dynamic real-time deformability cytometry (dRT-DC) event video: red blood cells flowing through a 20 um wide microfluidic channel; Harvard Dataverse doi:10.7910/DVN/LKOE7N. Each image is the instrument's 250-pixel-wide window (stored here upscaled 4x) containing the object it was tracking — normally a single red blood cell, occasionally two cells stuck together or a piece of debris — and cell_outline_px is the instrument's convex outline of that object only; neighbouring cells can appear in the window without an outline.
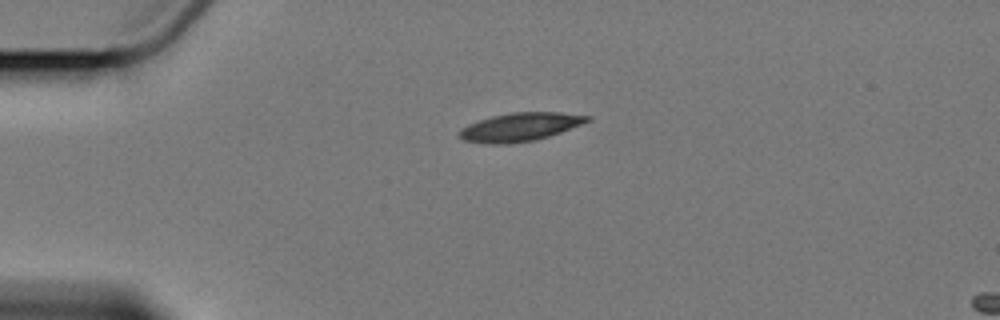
{"species": "Egyptian fruit bat (a non-hibernating species)", "species_latin": "Rousettus aegyptiacus", "temperature_condition": "cold", "stored_images_in_passage": 2, "camera_frame_rate_fps": 3000, "um_per_image_px": 0.085, "animal": {"sex": "female"}, "frame": {"image": 1, "passage_image": 1, "time_ms": 0.0, "image_size_px": [1000, 320], "cell_outline_px": [[592, 120], [560, 132], [548, 136], [532, 140], [508, 144], [488, 144], [464, 140], [460, 136], [460, 128], [468, 124], [492, 116], [512, 112], [560, 112], [592, 116]], "centroid_in_image_um": [44.22, 10.78], "position_along_channel_um": 40.8, "area_um2": 20.98}}